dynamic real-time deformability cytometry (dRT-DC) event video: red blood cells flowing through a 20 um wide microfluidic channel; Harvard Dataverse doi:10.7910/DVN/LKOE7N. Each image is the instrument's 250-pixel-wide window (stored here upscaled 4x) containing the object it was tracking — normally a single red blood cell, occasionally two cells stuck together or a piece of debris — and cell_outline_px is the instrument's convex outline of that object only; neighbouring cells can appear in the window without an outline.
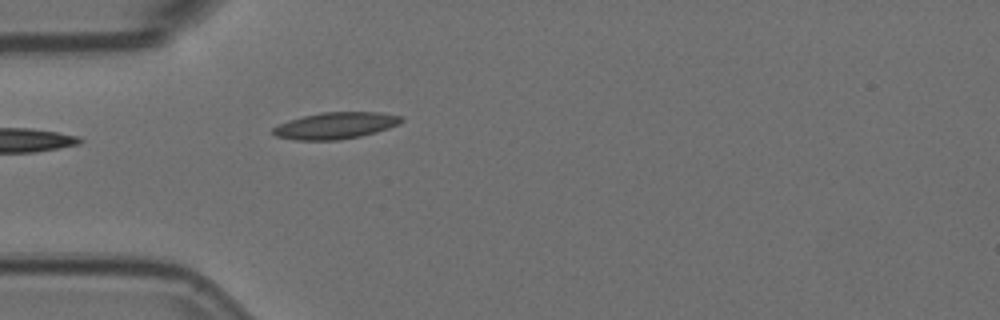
{"species": "Egyptian fruit bat (a non-hibernating species)", "species_latin": "Rousettus aegyptiacus", "temperature_condition": "room temperature", "stored_images_in_passage": 4, "camera_frame_rate_fps": 3000, "um_per_image_px": 0.085, "animal": {"sex": "female"}, "frame": {"image": 1, "passage_image": 4, "time_ms": 1.0, "image_size_px": [1000, 320], "cell_outline_px": [[404, 120], [400, 124], [376, 132], [360, 136], [340, 140], [296, 140], [276, 136], [272, 132], [272, 128], [288, 120], [320, 112], [380, 112], [400, 116]], "centroid_in_image_um": [28.53, 10.67], "position_along_channel_um": 56.5, "area_um2": 19.88}}